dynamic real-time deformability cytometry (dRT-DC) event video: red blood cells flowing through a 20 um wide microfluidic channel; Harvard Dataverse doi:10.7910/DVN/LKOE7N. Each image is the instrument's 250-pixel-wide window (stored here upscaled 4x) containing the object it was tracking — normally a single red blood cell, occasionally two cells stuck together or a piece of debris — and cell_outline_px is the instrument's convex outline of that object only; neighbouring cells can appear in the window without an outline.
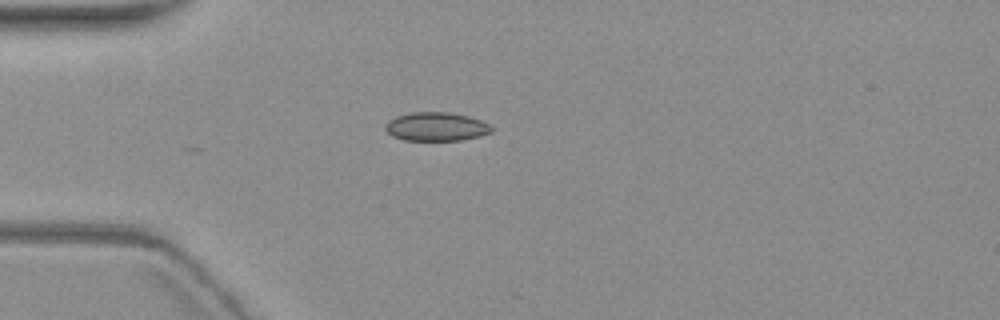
{"species": "common noctule bat (a hibernating species)", "species_latin": "Nyctalus noctula", "temperature_condition": "warm", "stored_images_in_passage": 1, "camera_frame_rate_fps": 3000, "um_per_image_px": 0.085, "animal": {"sex": "female", "body_mass_g": 19.3, "forearm_length_mm": 54.1}, "frame": {"image": 1, "passage_image": 1, "time_ms": 0.0, "image_size_px": [1000, 320], "cell_outline_px": [[496, 128], [492, 132], [480, 136], [460, 140], [404, 140], [392, 136], [384, 128], [388, 120], [396, 116], [412, 112], [448, 112], [468, 116], [480, 120]], "centroid_in_image_um": [37.09, 10.76], "position_along_channel_um": 47.9, "area_um2": 17.8}}